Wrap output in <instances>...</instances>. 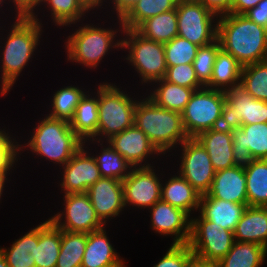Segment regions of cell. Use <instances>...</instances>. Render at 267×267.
<instances>
[{
  "mask_svg": "<svg viewBox=\"0 0 267 267\" xmlns=\"http://www.w3.org/2000/svg\"><path fill=\"white\" fill-rule=\"evenodd\" d=\"M267 248L256 243L234 241L231 250L221 259L218 267H261Z\"/></svg>",
  "mask_w": 267,
  "mask_h": 267,
  "instance_id": "4dcf8cb0",
  "label": "cell"
},
{
  "mask_svg": "<svg viewBox=\"0 0 267 267\" xmlns=\"http://www.w3.org/2000/svg\"><path fill=\"white\" fill-rule=\"evenodd\" d=\"M61 247V229L50 219L33 228V249L35 267H56Z\"/></svg>",
  "mask_w": 267,
  "mask_h": 267,
  "instance_id": "ffe728a7",
  "label": "cell"
},
{
  "mask_svg": "<svg viewBox=\"0 0 267 267\" xmlns=\"http://www.w3.org/2000/svg\"><path fill=\"white\" fill-rule=\"evenodd\" d=\"M111 1V0H110ZM139 0H112V7L116 11L118 20H122Z\"/></svg>",
  "mask_w": 267,
  "mask_h": 267,
  "instance_id": "c3c4849f",
  "label": "cell"
},
{
  "mask_svg": "<svg viewBox=\"0 0 267 267\" xmlns=\"http://www.w3.org/2000/svg\"><path fill=\"white\" fill-rule=\"evenodd\" d=\"M178 0H139L121 20L124 29H136L143 21L176 9Z\"/></svg>",
  "mask_w": 267,
  "mask_h": 267,
  "instance_id": "d590c367",
  "label": "cell"
},
{
  "mask_svg": "<svg viewBox=\"0 0 267 267\" xmlns=\"http://www.w3.org/2000/svg\"><path fill=\"white\" fill-rule=\"evenodd\" d=\"M225 101V91L205 86L195 90L181 113L188 138H196L203 131L218 128Z\"/></svg>",
  "mask_w": 267,
  "mask_h": 267,
  "instance_id": "ba28073f",
  "label": "cell"
},
{
  "mask_svg": "<svg viewBox=\"0 0 267 267\" xmlns=\"http://www.w3.org/2000/svg\"><path fill=\"white\" fill-rule=\"evenodd\" d=\"M42 2L41 4L48 5L52 21L60 27H69L80 22V19L86 16V12L91 11L83 0H42Z\"/></svg>",
  "mask_w": 267,
  "mask_h": 267,
  "instance_id": "d6a6232c",
  "label": "cell"
},
{
  "mask_svg": "<svg viewBox=\"0 0 267 267\" xmlns=\"http://www.w3.org/2000/svg\"><path fill=\"white\" fill-rule=\"evenodd\" d=\"M33 249V228L13 242L10 248H0L9 267H35L30 251Z\"/></svg>",
  "mask_w": 267,
  "mask_h": 267,
  "instance_id": "f35d334b",
  "label": "cell"
},
{
  "mask_svg": "<svg viewBox=\"0 0 267 267\" xmlns=\"http://www.w3.org/2000/svg\"><path fill=\"white\" fill-rule=\"evenodd\" d=\"M206 195L238 204H248L244 168L233 166L217 171Z\"/></svg>",
  "mask_w": 267,
  "mask_h": 267,
  "instance_id": "44dd1931",
  "label": "cell"
},
{
  "mask_svg": "<svg viewBox=\"0 0 267 267\" xmlns=\"http://www.w3.org/2000/svg\"><path fill=\"white\" fill-rule=\"evenodd\" d=\"M177 174V176H171L165 184L162 182L161 200L190 216L192 211L199 210L201 194L179 172Z\"/></svg>",
  "mask_w": 267,
  "mask_h": 267,
  "instance_id": "484cf974",
  "label": "cell"
},
{
  "mask_svg": "<svg viewBox=\"0 0 267 267\" xmlns=\"http://www.w3.org/2000/svg\"><path fill=\"white\" fill-rule=\"evenodd\" d=\"M134 125L146 134L163 156L188 139L181 113L158 106L148 96L137 101Z\"/></svg>",
  "mask_w": 267,
  "mask_h": 267,
  "instance_id": "3957f363",
  "label": "cell"
},
{
  "mask_svg": "<svg viewBox=\"0 0 267 267\" xmlns=\"http://www.w3.org/2000/svg\"><path fill=\"white\" fill-rule=\"evenodd\" d=\"M155 166L132 168L122 181L125 208L140 207L150 209L161 200V179L155 173ZM130 204V205H129Z\"/></svg>",
  "mask_w": 267,
  "mask_h": 267,
  "instance_id": "5bb4252c",
  "label": "cell"
},
{
  "mask_svg": "<svg viewBox=\"0 0 267 267\" xmlns=\"http://www.w3.org/2000/svg\"><path fill=\"white\" fill-rule=\"evenodd\" d=\"M225 96L220 128L235 130L241 125L267 122V101L255 99L240 85L225 91Z\"/></svg>",
  "mask_w": 267,
  "mask_h": 267,
  "instance_id": "8fae6325",
  "label": "cell"
},
{
  "mask_svg": "<svg viewBox=\"0 0 267 267\" xmlns=\"http://www.w3.org/2000/svg\"><path fill=\"white\" fill-rule=\"evenodd\" d=\"M10 175L9 171H0V201H1V196L3 194L4 186L7 180H9L7 175Z\"/></svg>",
  "mask_w": 267,
  "mask_h": 267,
  "instance_id": "816d5d0a",
  "label": "cell"
},
{
  "mask_svg": "<svg viewBox=\"0 0 267 267\" xmlns=\"http://www.w3.org/2000/svg\"><path fill=\"white\" fill-rule=\"evenodd\" d=\"M176 11L178 36L199 47L209 45L217 40L218 16L200 2L178 0Z\"/></svg>",
  "mask_w": 267,
  "mask_h": 267,
  "instance_id": "9c48e42d",
  "label": "cell"
},
{
  "mask_svg": "<svg viewBox=\"0 0 267 267\" xmlns=\"http://www.w3.org/2000/svg\"><path fill=\"white\" fill-rule=\"evenodd\" d=\"M106 142L119 152L133 168L151 167V164L146 162L147 159H150L151 155L156 154L158 157L161 154L146 134L135 125L112 136Z\"/></svg>",
  "mask_w": 267,
  "mask_h": 267,
  "instance_id": "ac0fdd59",
  "label": "cell"
},
{
  "mask_svg": "<svg viewBox=\"0 0 267 267\" xmlns=\"http://www.w3.org/2000/svg\"><path fill=\"white\" fill-rule=\"evenodd\" d=\"M7 130L0 129V171H10L20 160L19 144ZM16 161V162H15Z\"/></svg>",
  "mask_w": 267,
  "mask_h": 267,
  "instance_id": "7bdbcfd3",
  "label": "cell"
},
{
  "mask_svg": "<svg viewBox=\"0 0 267 267\" xmlns=\"http://www.w3.org/2000/svg\"><path fill=\"white\" fill-rule=\"evenodd\" d=\"M234 240L267 248V207L248 206L236 225Z\"/></svg>",
  "mask_w": 267,
  "mask_h": 267,
  "instance_id": "d4e9b609",
  "label": "cell"
},
{
  "mask_svg": "<svg viewBox=\"0 0 267 267\" xmlns=\"http://www.w3.org/2000/svg\"><path fill=\"white\" fill-rule=\"evenodd\" d=\"M150 227L161 235H172V244H187L191 236V216L168 202L159 200L150 208Z\"/></svg>",
  "mask_w": 267,
  "mask_h": 267,
  "instance_id": "e0dca14e",
  "label": "cell"
},
{
  "mask_svg": "<svg viewBox=\"0 0 267 267\" xmlns=\"http://www.w3.org/2000/svg\"><path fill=\"white\" fill-rule=\"evenodd\" d=\"M87 194L96 215L105 225L109 218L119 216L125 207L121 180L101 177L88 188Z\"/></svg>",
  "mask_w": 267,
  "mask_h": 267,
  "instance_id": "d6986e66",
  "label": "cell"
},
{
  "mask_svg": "<svg viewBox=\"0 0 267 267\" xmlns=\"http://www.w3.org/2000/svg\"><path fill=\"white\" fill-rule=\"evenodd\" d=\"M63 196L64 211L49 218L58 228L68 232L90 233L106 227L96 215L87 193H69Z\"/></svg>",
  "mask_w": 267,
  "mask_h": 267,
  "instance_id": "7c38bea8",
  "label": "cell"
},
{
  "mask_svg": "<svg viewBox=\"0 0 267 267\" xmlns=\"http://www.w3.org/2000/svg\"><path fill=\"white\" fill-rule=\"evenodd\" d=\"M196 139L205 147L216 172L235 166L232 130L213 128L201 132Z\"/></svg>",
  "mask_w": 267,
  "mask_h": 267,
  "instance_id": "7402d4cb",
  "label": "cell"
},
{
  "mask_svg": "<svg viewBox=\"0 0 267 267\" xmlns=\"http://www.w3.org/2000/svg\"><path fill=\"white\" fill-rule=\"evenodd\" d=\"M244 173L248 206L267 207V159H254Z\"/></svg>",
  "mask_w": 267,
  "mask_h": 267,
  "instance_id": "1f68e13d",
  "label": "cell"
},
{
  "mask_svg": "<svg viewBox=\"0 0 267 267\" xmlns=\"http://www.w3.org/2000/svg\"><path fill=\"white\" fill-rule=\"evenodd\" d=\"M12 1L14 3V9L16 11L17 16L21 17H30L36 6H41L42 0H10L9 3Z\"/></svg>",
  "mask_w": 267,
  "mask_h": 267,
  "instance_id": "7dc6e473",
  "label": "cell"
},
{
  "mask_svg": "<svg viewBox=\"0 0 267 267\" xmlns=\"http://www.w3.org/2000/svg\"><path fill=\"white\" fill-rule=\"evenodd\" d=\"M122 37V48L129 53L128 64L135 68L142 84L148 83L153 86L154 82L165 78L167 64L165 59L164 43L147 39L135 29H124Z\"/></svg>",
  "mask_w": 267,
  "mask_h": 267,
  "instance_id": "52a82bcc",
  "label": "cell"
},
{
  "mask_svg": "<svg viewBox=\"0 0 267 267\" xmlns=\"http://www.w3.org/2000/svg\"><path fill=\"white\" fill-rule=\"evenodd\" d=\"M217 24L221 48L242 66L267 60V28L233 13L219 16Z\"/></svg>",
  "mask_w": 267,
  "mask_h": 267,
  "instance_id": "7a4b0ae2",
  "label": "cell"
},
{
  "mask_svg": "<svg viewBox=\"0 0 267 267\" xmlns=\"http://www.w3.org/2000/svg\"><path fill=\"white\" fill-rule=\"evenodd\" d=\"M83 146L72 156V158L61 167L63 172L60 188L65 194L87 193V190L101 178L98 166L91 153ZM86 149V150H85Z\"/></svg>",
  "mask_w": 267,
  "mask_h": 267,
  "instance_id": "9a60e30c",
  "label": "cell"
},
{
  "mask_svg": "<svg viewBox=\"0 0 267 267\" xmlns=\"http://www.w3.org/2000/svg\"><path fill=\"white\" fill-rule=\"evenodd\" d=\"M240 86L255 99L267 101V60L243 66Z\"/></svg>",
  "mask_w": 267,
  "mask_h": 267,
  "instance_id": "74e56055",
  "label": "cell"
},
{
  "mask_svg": "<svg viewBox=\"0 0 267 267\" xmlns=\"http://www.w3.org/2000/svg\"><path fill=\"white\" fill-rule=\"evenodd\" d=\"M180 147L182 153L179 174L201 195L206 194L216 171L205 147L196 138H188Z\"/></svg>",
  "mask_w": 267,
  "mask_h": 267,
  "instance_id": "4fadbf2b",
  "label": "cell"
},
{
  "mask_svg": "<svg viewBox=\"0 0 267 267\" xmlns=\"http://www.w3.org/2000/svg\"><path fill=\"white\" fill-rule=\"evenodd\" d=\"M34 128L28 143L23 147L19 143V153L23 148H29L33 154L62 167L83 146V141L74 133L66 120L46 115Z\"/></svg>",
  "mask_w": 267,
  "mask_h": 267,
  "instance_id": "277c9868",
  "label": "cell"
},
{
  "mask_svg": "<svg viewBox=\"0 0 267 267\" xmlns=\"http://www.w3.org/2000/svg\"><path fill=\"white\" fill-rule=\"evenodd\" d=\"M185 267H218L216 263L202 259L196 255H192L185 265Z\"/></svg>",
  "mask_w": 267,
  "mask_h": 267,
  "instance_id": "f907efd6",
  "label": "cell"
},
{
  "mask_svg": "<svg viewBox=\"0 0 267 267\" xmlns=\"http://www.w3.org/2000/svg\"><path fill=\"white\" fill-rule=\"evenodd\" d=\"M110 243L105 227L87 233V244L81 267H126Z\"/></svg>",
  "mask_w": 267,
  "mask_h": 267,
  "instance_id": "cb8c5ba5",
  "label": "cell"
},
{
  "mask_svg": "<svg viewBox=\"0 0 267 267\" xmlns=\"http://www.w3.org/2000/svg\"><path fill=\"white\" fill-rule=\"evenodd\" d=\"M103 146V141H100V152L94 159L98 166L102 178H113L123 181L133 168L124 157L117 152L111 145ZM104 147V148H103Z\"/></svg>",
  "mask_w": 267,
  "mask_h": 267,
  "instance_id": "836d02e7",
  "label": "cell"
},
{
  "mask_svg": "<svg viewBox=\"0 0 267 267\" xmlns=\"http://www.w3.org/2000/svg\"><path fill=\"white\" fill-rule=\"evenodd\" d=\"M232 137L235 166L246 168L254 159H267V122L241 125Z\"/></svg>",
  "mask_w": 267,
  "mask_h": 267,
  "instance_id": "2e32d148",
  "label": "cell"
},
{
  "mask_svg": "<svg viewBox=\"0 0 267 267\" xmlns=\"http://www.w3.org/2000/svg\"><path fill=\"white\" fill-rule=\"evenodd\" d=\"M87 233L61 230V247L56 267H81Z\"/></svg>",
  "mask_w": 267,
  "mask_h": 267,
  "instance_id": "e575fe53",
  "label": "cell"
},
{
  "mask_svg": "<svg viewBox=\"0 0 267 267\" xmlns=\"http://www.w3.org/2000/svg\"><path fill=\"white\" fill-rule=\"evenodd\" d=\"M257 25L267 28V0H261L257 6L244 14Z\"/></svg>",
  "mask_w": 267,
  "mask_h": 267,
  "instance_id": "f6af8a7d",
  "label": "cell"
},
{
  "mask_svg": "<svg viewBox=\"0 0 267 267\" xmlns=\"http://www.w3.org/2000/svg\"><path fill=\"white\" fill-rule=\"evenodd\" d=\"M0 267H9L7 265V262H6L4 255L1 253V251H0Z\"/></svg>",
  "mask_w": 267,
  "mask_h": 267,
  "instance_id": "db71d44e",
  "label": "cell"
},
{
  "mask_svg": "<svg viewBox=\"0 0 267 267\" xmlns=\"http://www.w3.org/2000/svg\"><path fill=\"white\" fill-rule=\"evenodd\" d=\"M243 66L222 48L218 51L212 70V78L205 86L210 89L227 91L240 85Z\"/></svg>",
  "mask_w": 267,
  "mask_h": 267,
  "instance_id": "83f0119b",
  "label": "cell"
},
{
  "mask_svg": "<svg viewBox=\"0 0 267 267\" xmlns=\"http://www.w3.org/2000/svg\"><path fill=\"white\" fill-rule=\"evenodd\" d=\"M221 49L220 41L217 39L209 45L199 47L192 63L198 81L206 86L212 78L216 55Z\"/></svg>",
  "mask_w": 267,
  "mask_h": 267,
  "instance_id": "60d3db41",
  "label": "cell"
},
{
  "mask_svg": "<svg viewBox=\"0 0 267 267\" xmlns=\"http://www.w3.org/2000/svg\"><path fill=\"white\" fill-rule=\"evenodd\" d=\"M87 6L93 11L94 8L97 7V9L99 8V6L101 7L103 5V2L106 0H83Z\"/></svg>",
  "mask_w": 267,
  "mask_h": 267,
  "instance_id": "f5cc1de1",
  "label": "cell"
},
{
  "mask_svg": "<svg viewBox=\"0 0 267 267\" xmlns=\"http://www.w3.org/2000/svg\"><path fill=\"white\" fill-rule=\"evenodd\" d=\"M234 233L220 225L204 219L191 217L189 246L194 255L213 263H218L231 250Z\"/></svg>",
  "mask_w": 267,
  "mask_h": 267,
  "instance_id": "30bf717a",
  "label": "cell"
},
{
  "mask_svg": "<svg viewBox=\"0 0 267 267\" xmlns=\"http://www.w3.org/2000/svg\"><path fill=\"white\" fill-rule=\"evenodd\" d=\"M88 93L78 86H64L53 94L51 111L47 116L54 119H63L68 122L73 118L75 109L84 95Z\"/></svg>",
  "mask_w": 267,
  "mask_h": 267,
  "instance_id": "8d00e7d4",
  "label": "cell"
},
{
  "mask_svg": "<svg viewBox=\"0 0 267 267\" xmlns=\"http://www.w3.org/2000/svg\"><path fill=\"white\" fill-rule=\"evenodd\" d=\"M247 207L248 204H238L202 194L198 211L204 219L234 232Z\"/></svg>",
  "mask_w": 267,
  "mask_h": 267,
  "instance_id": "603a6c76",
  "label": "cell"
},
{
  "mask_svg": "<svg viewBox=\"0 0 267 267\" xmlns=\"http://www.w3.org/2000/svg\"><path fill=\"white\" fill-rule=\"evenodd\" d=\"M34 12L30 17L15 16L2 47L0 94L6 95L15 84L20 73L28 65L34 51L38 48L42 36V23ZM2 55V56H1Z\"/></svg>",
  "mask_w": 267,
  "mask_h": 267,
  "instance_id": "6da1fadb",
  "label": "cell"
},
{
  "mask_svg": "<svg viewBox=\"0 0 267 267\" xmlns=\"http://www.w3.org/2000/svg\"><path fill=\"white\" fill-rule=\"evenodd\" d=\"M118 22L119 30L107 27L104 29L87 23H83V27L82 24L78 26V30L76 29L65 41L68 61L77 62L90 69L97 68L109 50L122 48L121 38L115 40V37H118L117 32L122 33L124 30L121 20Z\"/></svg>",
  "mask_w": 267,
  "mask_h": 267,
  "instance_id": "5b68a950",
  "label": "cell"
},
{
  "mask_svg": "<svg viewBox=\"0 0 267 267\" xmlns=\"http://www.w3.org/2000/svg\"><path fill=\"white\" fill-rule=\"evenodd\" d=\"M5 1L6 0H0V8H1V5L3 6V4L6 3Z\"/></svg>",
  "mask_w": 267,
  "mask_h": 267,
  "instance_id": "11a10c76",
  "label": "cell"
},
{
  "mask_svg": "<svg viewBox=\"0 0 267 267\" xmlns=\"http://www.w3.org/2000/svg\"><path fill=\"white\" fill-rule=\"evenodd\" d=\"M92 97L86 93L80 100L69 124L74 133L83 141H96L98 129V90ZM88 140V141H87Z\"/></svg>",
  "mask_w": 267,
  "mask_h": 267,
  "instance_id": "4316f807",
  "label": "cell"
},
{
  "mask_svg": "<svg viewBox=\"0 0 267 267\" xmlns=\"http://www.w3.org/2000/svg\"><path fill=\"white\" fill-rule=\"evenodd\" d=\"M97 89L99 119L96 142L99 145L103 139L107 141L134 125L138 100L113 83H100Z\"/></svg>",
  "mask_w": 267,
  "mask_h": 267,
  "instance_id": "8992f818",
  "label": "cell"
},
{
  "mask_svg": "<svg viewBox=\"0 0 267 267\" xmlns=\"http://www.w3.org/2000/svg\"><path fill=\"white\" fill-rule=\"evenodd\" d=\"M261 0H233L230 13L245 14L257 6Z\"/></svg>",
  "mask_w": 267,
  "mask_h": 267,
  "instance_id": "681fc988",
  "label": "cell"
},
{
  "mask_svg": "<svg viewBox=\"0 0 267 267\" xmlns=\"http://www.w3.org/2000/svg\"><path fill=\"white\" fill-rule=\"evenodd\" d=\"M166 81L182 87L198 90L204 86L198 81L192 64H180L167 67Z\"/></svg>",
  "mask_w": 267,
  "mask_h": 267,
  "instance_id": "b9f144b4",
  "label": "cell"
},
{
  "mask_svg": "<svg viewBox=\"0 0 267 267\" xmlns=\"http://www.w3.org/2000/svg\"><path fill=\"white\" fill-rule=\"evenodd\" d=\"M199 46L185 38L175 36L170 42L164 44L167 67L180 64H192Z\"/></svg>",
  "mask_w": 267,
  "mask_h": 267,
  "instance_id": "ab89813d",
  "label": "cell"
},
{
  "mask_svg": "<svg viewBox=\"0 0 267 267\" xmlns=\"http://www.w3.org/2000/svg\"><path fill=\"white\" fill-rule=\"evenodd\" d=\"M156 88L153 87L150 97L158 106L171 111L182 113L185 106L190 100L191 95L195 91L192 88L182 87L177 84L170 83L164 78L156 82Z\"/></svg>",
  "mask_w": 267,
  "mask_h": 267,
  "instance_id": "f546056e",
  "label": "cell"
},
{
  "mask_svg": "<svg viewBox=\"0 0 267 267\" xmlns=\"http://www.w3.org/2000/svg\"><path fill=\"white\" fill-rule=\"evenodd\" d=\"M193 255L189 244H171L166 254L153 267H185Z\"/></svg>",
  "mask_w": 267,
  "mask_h": 267,
  "instance_id": "ee69618b",
  "label": "cell"
},
{
  "mask_svg": "<svg viewBox=\"0 0 267 267\" xmlns=\"http://www.w3.org/2000/svg\"><path fill=\"white\" fill-rule=\"evenodd\" d=\"M197 1L219 17L230 13L233 0H197Z\"/></svg>",
  "mask_w": 267,
  "mask_h": 267,
  "instance_id": "bcb514c9",
  "label": "cell"
},
{
  "mask_svg": "<svg viewBox=\"0 0 267 267\" xmlns=\"http://www.w3.org/2000/svg\"><path fill=\"white\" fill-rule=\"evenodd\" d=\"M135 30L147 39L170 42L178 36L177 11L173 9L146 19Z\"/></svg>",
  "mask_w": 267,
  "mask_h": 267,
  "instance_id": "f1b7e54d",
  "label": "cell"
}]
</instances>
